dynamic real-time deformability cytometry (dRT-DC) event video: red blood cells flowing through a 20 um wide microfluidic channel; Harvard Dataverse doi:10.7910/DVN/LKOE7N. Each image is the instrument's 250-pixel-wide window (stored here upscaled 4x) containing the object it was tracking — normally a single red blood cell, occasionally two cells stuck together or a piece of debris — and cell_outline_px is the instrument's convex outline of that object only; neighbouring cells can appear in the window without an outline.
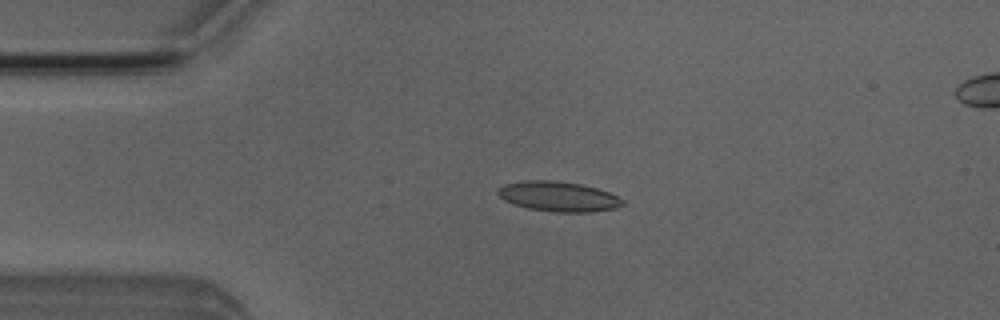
{"species": "Egyptian fruit bat (a non-hibernating species)", "species_latin": "Rousettus aegyptiacus", "temperature_condition": "room temperature", "stored_images_in_passage": 5, "camera_frame_rate_fps": 3000, "um_per_image_px": 0.085, "animal": {"sex": "male"}, "frame": {"image": 1, "passage_image": 2, "time_ms": 0.333, "image_size_px": [1000, 320], "cell_outline_px": [[624, 204], [616, 208], [588, 212], [556, 212], [528, 208], [512, 204], [504, 200], [496, 192], [504, 184], [524, 180], [552, 180], [580, 184], [596, 188], [608, 192], [624, 200]], "centroid_in_image_um": [47.44, 16.7], "position_along_channel_um": 37.6, "area_um2": 21.68}}